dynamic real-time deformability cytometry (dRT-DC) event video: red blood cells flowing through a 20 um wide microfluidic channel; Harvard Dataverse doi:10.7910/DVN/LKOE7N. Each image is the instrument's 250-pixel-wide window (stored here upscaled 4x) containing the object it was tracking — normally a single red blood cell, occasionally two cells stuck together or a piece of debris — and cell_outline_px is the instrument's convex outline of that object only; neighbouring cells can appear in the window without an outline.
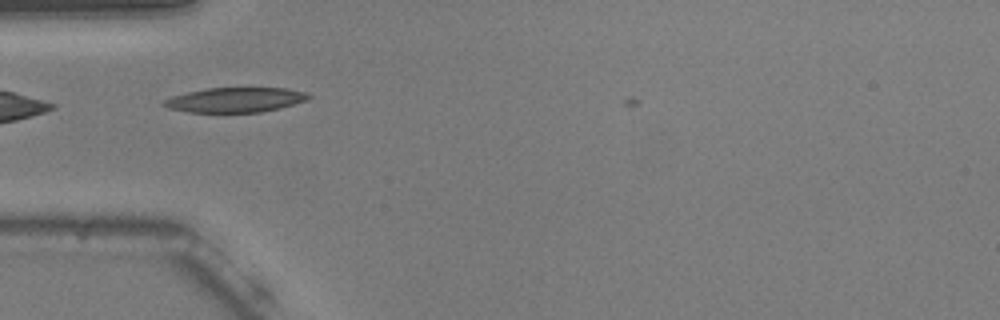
{"species": "common noctule bat (a hibernating species)", "species_latin": "Nyctalus noctula", "temperature_condition": "warm", "stored_images_in_passage": 33, "camera_frame_rate_fps": 3000, "um_per_image_px": 0.085, "animal": {"sex": "male", "body_mass_g": 20.5, "forearm_length_mm": 52.5}, "frame": {"image": 1, "passage_image": 2, "time_ms": 0.333, "image_size_px": [1000, 320], "cell_outline_px": [[312, 96], [308, 100], [280, 108], [260, 112], [188, 112], [168, 108], [160, 104], [164, 100], [172, 96], [188, 92], [208, 88], [288, 88], [304, 92]], "centroid_in_image_um": [20.0, 8.49], "position_along_channel_um": 65.0, "area_um2": 20.87}}
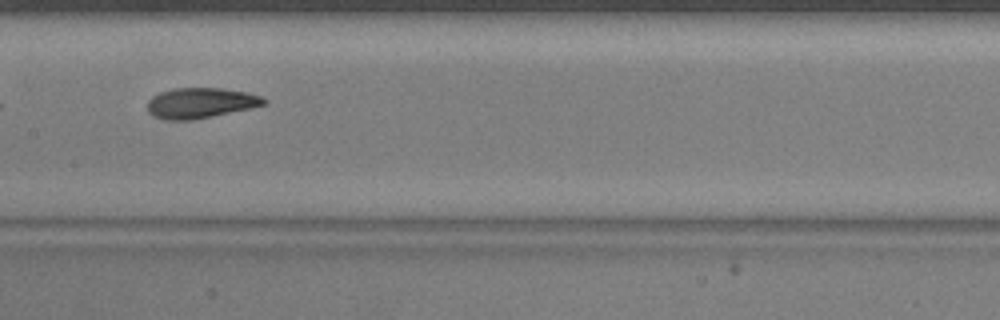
{"frame": {"image": 2, "passage_image": 12, "time_ms": 3.667, "image_size_px": [1000, 320], "cell_outline_px": [[268, 100], [264, 104], [252, 108], [192, 120], [164, 120], [152, 116], [148, 112], [148, 100], [152, 96], [160, 92], [172, 88], [224, 88], [248, 92], [260, 96]], "centroid_in_image_um": [17.03, 8.75], "position_along_channel_um": 190.4, "area_um2": 20.81}}
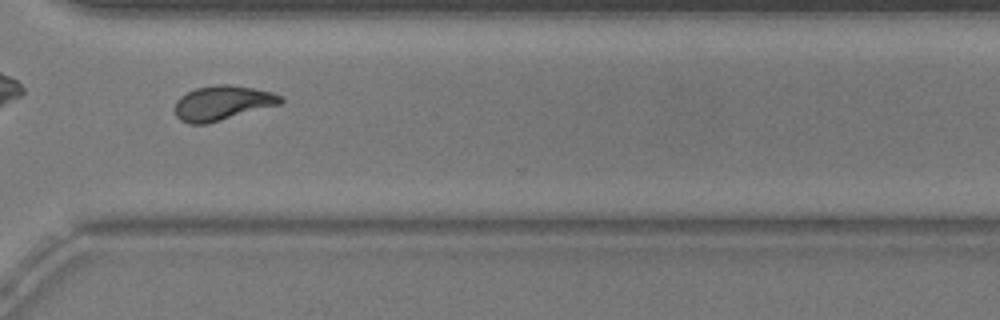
{"frame": {"image": 3, "passage_image": 25, "time_ms": 8.0, "image_size_px": [1000, 320], "cell_outline_px": [[284, 100], [280, 104], [208, 124], [188, 124], [180, 120], [176, 116], [176, 100], [180, 96], [196, 88], [216, 84], [228, 84], [252, 88], [272, 92], [280, 96]], "centroid_in_image_um": [18.89, 8.76], "position_along_channel_um": 351.7, "area_um2": 21.27}}